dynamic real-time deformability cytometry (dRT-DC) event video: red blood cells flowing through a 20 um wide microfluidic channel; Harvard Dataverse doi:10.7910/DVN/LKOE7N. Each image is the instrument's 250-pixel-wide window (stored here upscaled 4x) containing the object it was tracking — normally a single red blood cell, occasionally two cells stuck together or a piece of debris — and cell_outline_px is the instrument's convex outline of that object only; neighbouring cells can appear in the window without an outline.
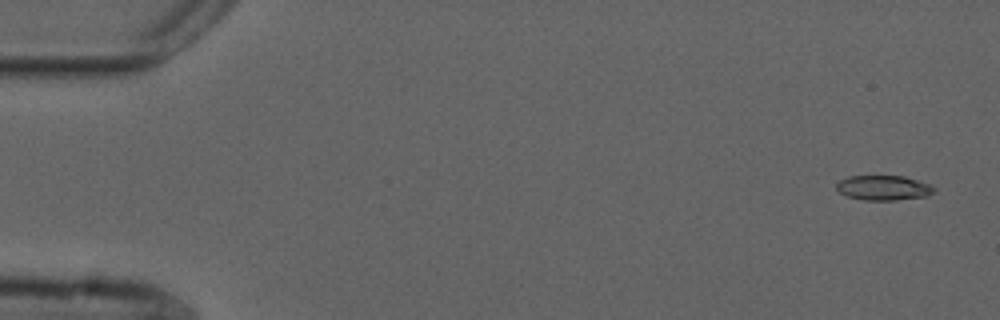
{"species": "common noctule bat (a hibernating species)", "species_latin": "Nyctalus noctula", "temperature_condition": "cold", "stored_images_in_passage": 50, "camera_frame_rate_fps": 3000, "um_per_image_px": 0.085, "animal": {"sex": "male", "forearm_length_mm": 52.5}, "frame": {"image": 1, "passage_image": 1, "time_ms": 0.0, "image_size_px": [1000, 320], "cell_outline_px": [[936, 192], [928, 196], [896, 200], [864, 200], [848, 196], [840, 192], [836, 188], [836, 184], [840, 180], [848, 176], [904, 176], [928, 184], [936, 188]], "centroid_in_image_um": [75.12, 15.97], "position_along_channel_um": 9.9, "area_um2": 14.1}}
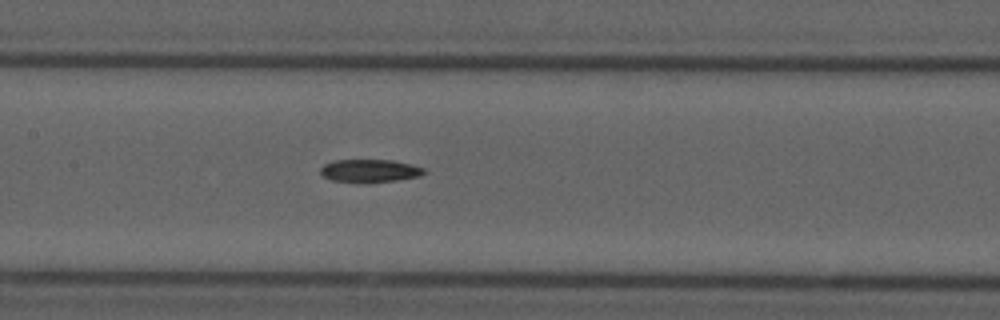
{"frame": {"image": 2, "passage_image": 25, "time_ms": 8.0, "image_size_px": [1000, 320], "cell_outline_px": [[428, 172], [420, 176], [396, 180], [332, 180], [324, 176], [320, 172], [320, 168], [324, 164], [332, 160], [392, 160], [412, 164], [424, 168]], "centroid_in_image_um": [31.48, 14.46], "position_along_channel_um": 175.9, "area_um2": 13.24}}
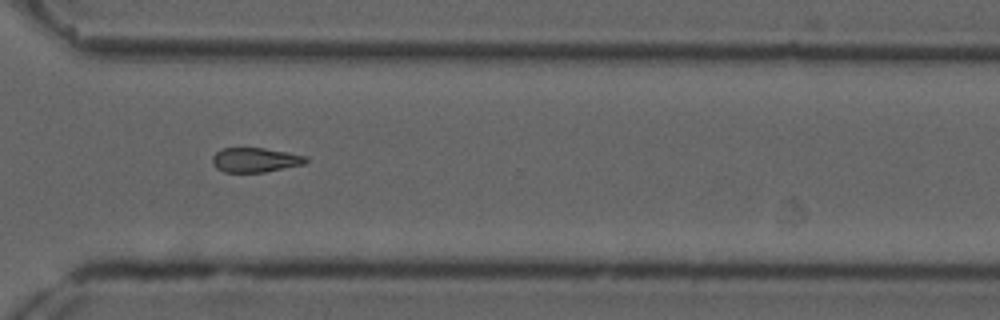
{"frame": {"image": 3, "passage_image": 39, "time_ms": 12.667, "image_size_px": [1000, 320], "cell_outline_px": [[308, 160], [304, 164], [264, 172], [224, 172], [216, 168], [212, 164], [212, 156], [220, 148], [264, 148], [288, 152], [308, 156]], "centroid_in_image_um": [21.68, 13.59], "position_along_channel_um": 348.9, "area_um2": 13.47}}